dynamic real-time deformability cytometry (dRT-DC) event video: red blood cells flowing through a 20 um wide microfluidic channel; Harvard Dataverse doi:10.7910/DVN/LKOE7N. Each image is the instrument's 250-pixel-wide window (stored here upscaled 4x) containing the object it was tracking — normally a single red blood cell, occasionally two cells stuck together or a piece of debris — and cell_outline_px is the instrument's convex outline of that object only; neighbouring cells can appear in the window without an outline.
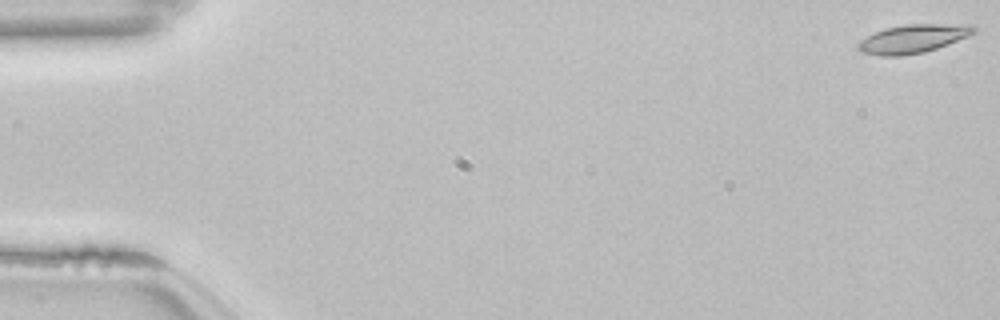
{"species": "common noctule bat (a hibernating species)", "species_latin": "Nyctalus noctula", "temperature_condition": "room temperature", "stored_images_in_passage": 54, "camera_frame_rate_fps": 3000, "um_per_image_px": 0.085, "animal": {"sex": "female", "body_mass_g": 22.7, "forearm_length_mm": 54.2}, "frame": {"image": 1, "passage_image": 1, "time_ms": 0.0, "image_size_px": [1000, 320], "cell_outline_px": [[980, 28], [976, 32], [968, 36], [936, 48], [924, 52], [900, 56], [880, 56], [860, 52], [856, 48], [856, 44], [860, 40], [884, 28], [904, 24], [976, 24]], "centroid_in_image_um": [77.63, 3.28], "position_along_channel_um": 7.4, "area_um2": 19.48}}
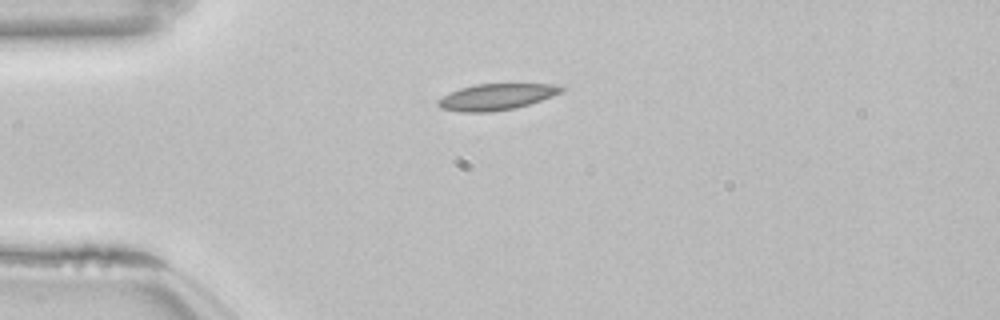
{"frame": {"image": 2, "passage_image": 14, "time_ms": 4.333, "image_size_px": [1000, 320], "cell_outline_px": [[564, 88], [560, 92], [552, 96], [516, 108], [488, 112], [460, 112], [440, 108], [436, 104], [436, 100], [460, 88], [476, 84], [556, 84]], "centroid_in_image_um": [42.15, 8.24], "position_along_channel_um": 42.9, "area_um2": 18.67}}
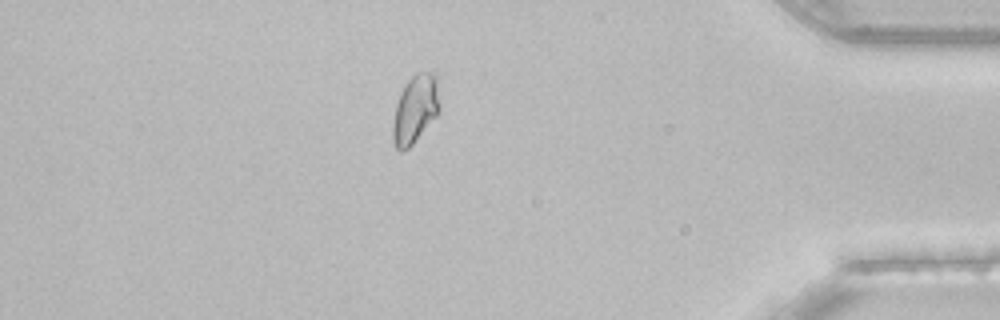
{"frame": {"image": 3, "passage_image": 47, "time_ms": 15.333, "image_size_px": [1000, 320], "cell_outline_px": [[440, 108], [436, 116], [412, 144], [404, 152], [400, 152], [396, 148], [392, 140], [392, 124], [396, 104], [400, 92], [404, 84], [416, 72], [432, 72], [436, 76], [440, 104]], "centroid_in_image_um": [35.27, 9.28], "position_along_channel_um": 399.9, "area_um2": 18.73}, "authors_computed_cell_mechanics": {"area_um2": 18.0336, "velocity_mm_per_s": 3.8319, "shape_relaxation_time_tau1_ms": null, "shape_relaxation_time_tau2_ms": 4.4286, "deformation_change_tau1": null, "deformation_change_tau2": 0.0719}}